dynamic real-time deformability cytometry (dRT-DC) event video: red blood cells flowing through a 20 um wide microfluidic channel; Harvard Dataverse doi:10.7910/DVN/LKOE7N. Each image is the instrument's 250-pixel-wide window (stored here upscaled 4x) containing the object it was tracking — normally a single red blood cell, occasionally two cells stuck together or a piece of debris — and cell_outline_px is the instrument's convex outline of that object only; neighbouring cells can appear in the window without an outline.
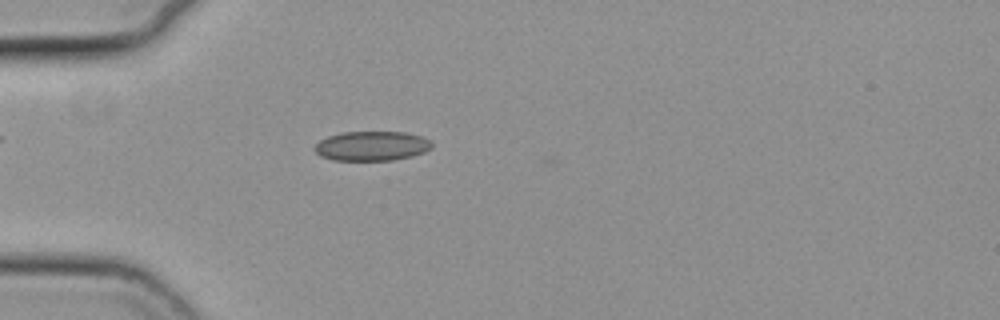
{"species": "common noctule bat (a hibernating species)", "species_latin": "Nyctalus noctula", "temperature_condition": "cold", "stored_images_in_passage": 2, "camera_frame_rate_fps": 3000, "um_per_image_px": 0.085, "animal": {"sex": "female", "body_mass_g": 19.3, "forearm_length_mm": 54.1}, "frame": {"image": 1, "passage_image": 1, "time_ms": 0.0, "image_size_px": [1000, 320], "cell_outline_px": [[432, 148], [424, 152], [392, 160], [332, 160], [320, 156], [312, 148], [320, 140], [328, 136], [340, 132], [404, 132], [420, 136], [428, 140], [432, 144]], "centroid_in_image_um": [31.54, 12.4], "position_along_channel_um": 53.5, "area_um2": 20.06}}